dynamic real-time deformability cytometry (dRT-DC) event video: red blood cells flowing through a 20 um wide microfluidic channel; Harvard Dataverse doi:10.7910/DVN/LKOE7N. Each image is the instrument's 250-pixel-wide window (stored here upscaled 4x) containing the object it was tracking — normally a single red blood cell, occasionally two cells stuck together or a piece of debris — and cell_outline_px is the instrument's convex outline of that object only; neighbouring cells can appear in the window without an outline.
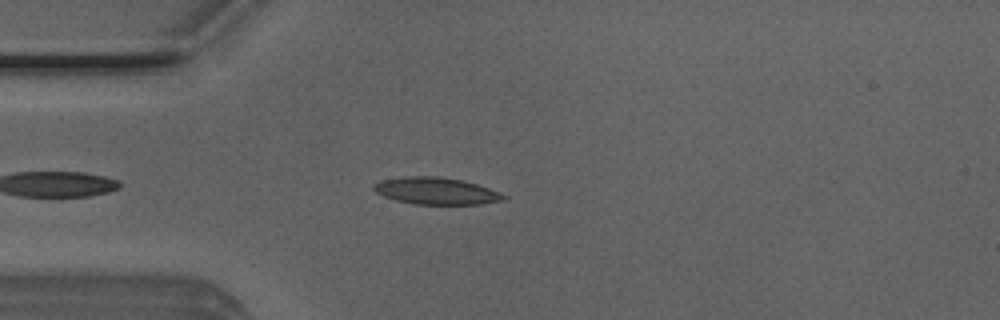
{"species": "Egyptian fruit bat (a non-hibernating species)", "species_latin": "Rousettus aegyptiacus", "temperature_condition": "room temperature", "stored_images_in_passage": 40, "camera_frame_rate_fps": 3000, "um_per_image_px": 0.085, "animal": {"sex": "male"}, "frame": {"image": 1, "passage_image": 5, "time_ms": 1.333, "image_size_px": [1000, 320], "cell_outline_px": [[508, 196], [504, 200], [480, 204], [412, 204], [396, 200], [384, 196], [376, 192], [372, 188], [372, 184], [380, 180], [404, 176], [436, 176], [460, 180], [476, 184], [488, 188]], "centroid_in_image_um": [37.02, 16.23], "position_along_channel_um": 48.0, "area_um2": 20.35}}
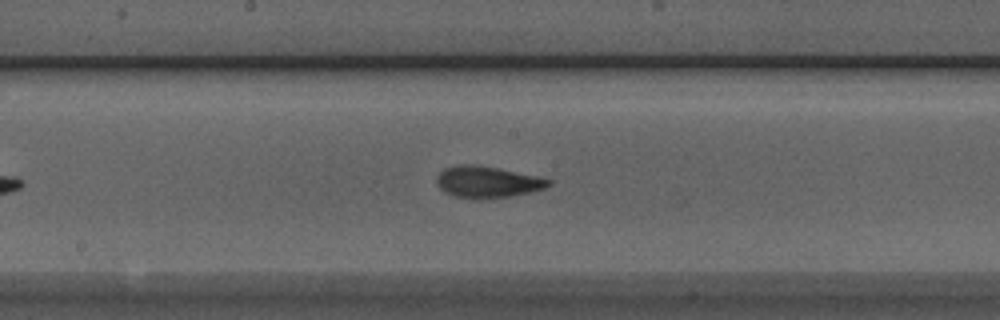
{"frame": {"image": 2, "passage_image": 18, "time_ms": 5.667, "image_size_px": [1000, 320], "cell_outline_px": [[552, 184], [544, 188], [512, 196], [480, 200], [472, 200], [452, 196], [440, 188], [436, 180], [436, 176], [444, 168], [464, 164], [472, 164], [496, 168], [536, 176], [552, 180]], "centroid_in_image_um": [41.39, 15.49], "position_along_channel_um": 206.8, "area_um2": 20.58}}
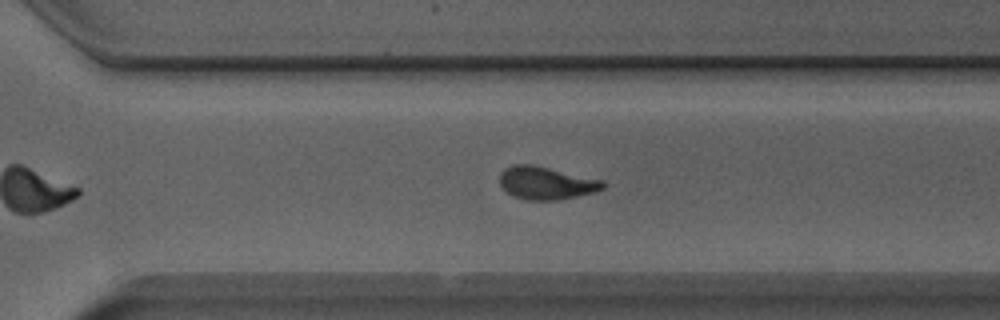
{"frame": {"image": 3, "passage_image": 27, "time_ms": 8.667, "image_size_px": [1000, 320], "cell_outline_px": [[604, 188], [596, 192], [560, 200], [528, 200], [512, 196], [500, 184], [500, 172], [504, 168], [512, 164], [532, 164], [604, 180]], "centroid_in_image_um": [46.43, 15.55], "position_along_channel_um": 324.2, "area_um2": 19.88}}